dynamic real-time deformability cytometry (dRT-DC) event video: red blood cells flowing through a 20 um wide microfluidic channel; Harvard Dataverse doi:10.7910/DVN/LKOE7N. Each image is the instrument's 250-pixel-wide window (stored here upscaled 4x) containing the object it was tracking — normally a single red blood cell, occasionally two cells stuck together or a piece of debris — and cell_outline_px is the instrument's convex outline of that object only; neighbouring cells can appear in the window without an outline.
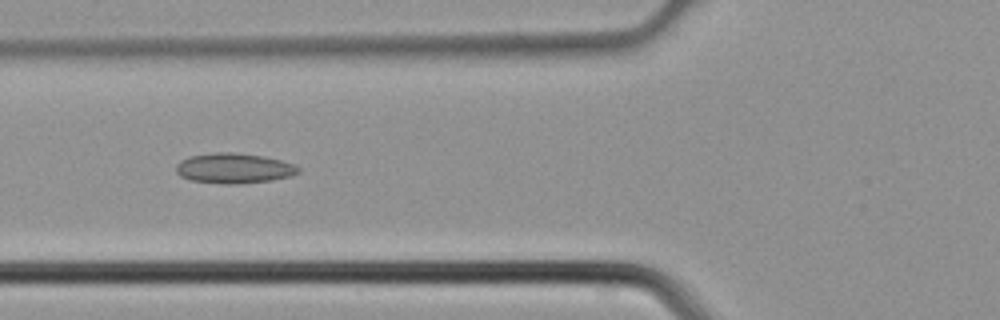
{"species": "common noctule bat (a hibernating species)", "species_latin": "Nyctalus noctula", "temperature_condition": "cold", "stored_images_in_passage": 4, "camera_frame_rate_fps": 3000, "um_per_image_px": 0.085, "animal": {"sex": "male", "body_mass_g": 21.5, "forearm_length_mm": 52.0}, "frame": {"image": 1, "passage_image": 4, "time_ms": 1.0, "image_size_px": [1000, 320], "cell_outline_px": [[300, 172], [292, 176], [272, 180], [236, 184], [224, 184], [188, 180], [180, 176], [176, 172], [176, 164], [180, 160], [188, 156], [212, 152], [232, 152], [264, 156], [280, 160], [292, 164], [300, 168]], "centroid_in_image_um": [19.85, 14.3], "position_along_channel_um": 106.0, "area_um2": 21.73}}